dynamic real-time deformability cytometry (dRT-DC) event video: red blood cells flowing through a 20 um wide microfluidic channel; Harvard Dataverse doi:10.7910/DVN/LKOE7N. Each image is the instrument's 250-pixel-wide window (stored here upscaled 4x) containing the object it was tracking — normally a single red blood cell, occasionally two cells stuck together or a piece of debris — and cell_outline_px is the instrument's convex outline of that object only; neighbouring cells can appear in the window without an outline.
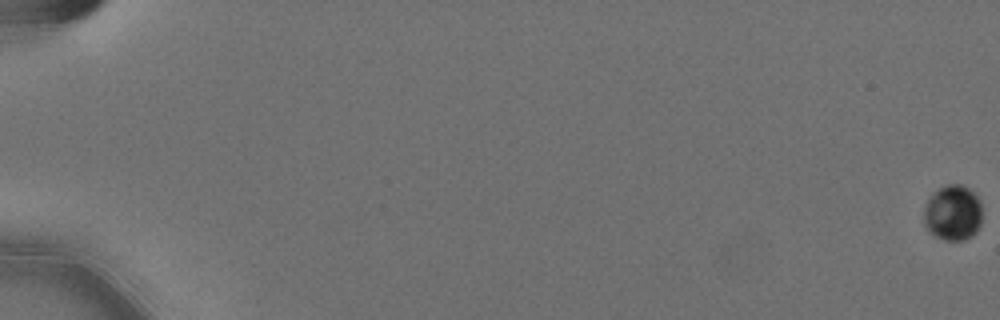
{"species": "Egyptian fruit bat (a non-hibernating species)", "species_latin": "Rousettus aegyptiacus", "temperature_condition": "cold", "stored_images_in_passage": 22, "camera_frame_rate_fps": 3000, "um_per_image_px": 0.085, "animal": {"sex": "female"}, "frame": {"image": 1, "passage_image": 1, "time_ms": 0.0, "image_size_px": [1000, 320], "cell_outline_px": [[980, 224], [976, 232], [972, 236], [964, 240], [944, 240], [932, 236], [928, 232], [924, 224], [924, 208], [928, 200], [940, 188], [948, 184], [960, 184], [968, 188], [980, 200]], "centroid_in_image_um": [80.97, 18.13], "position_along_channel_um": 4.0, "area_um2": 18.79}}